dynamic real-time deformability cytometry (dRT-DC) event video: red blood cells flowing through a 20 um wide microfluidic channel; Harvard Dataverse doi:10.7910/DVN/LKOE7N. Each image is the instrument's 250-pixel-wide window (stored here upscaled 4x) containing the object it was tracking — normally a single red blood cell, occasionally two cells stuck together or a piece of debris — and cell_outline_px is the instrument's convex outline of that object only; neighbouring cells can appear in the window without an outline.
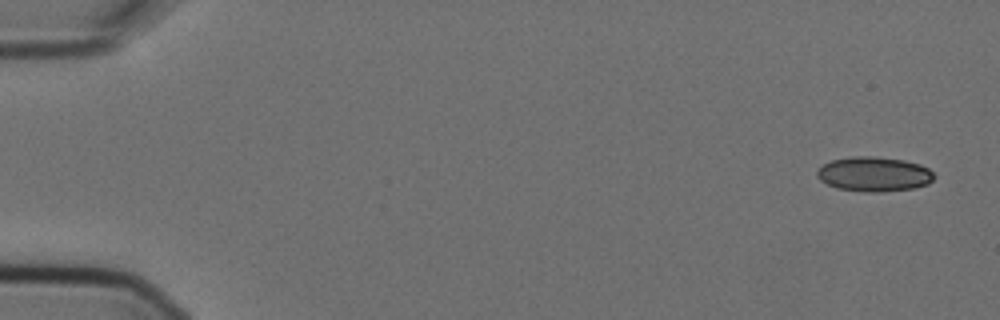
{"species": "Egyptian fruit bat (a non-hibernating species)", "species_latin": "Rousettus aegyptiacus", "temperature_condition": "cold", "stored_images_in_passage": 4, "camera_frame_rate_fps": 3000, "um_per_image_px": 0.085, "animal": {"sex": "female"}, "frame": {"image": 1, "passage_image": 1, "time_ms": 0.0, "image_size_px": [1000, 320], "cell_outline_px": [[936, 176], [928, 184], [912, 188], [880, 192], [864, 192], [836, 188], [820, 180], [816, 176], [816, 172], [824, 164], [832, 160], [852, 156], [876, 156], [904, 160], [920, 164], [928, 168]], "centroid_in_image_um": [74.29, 14.8], "position_along_channel_um": 10.7, "area_um2": 23.7}}